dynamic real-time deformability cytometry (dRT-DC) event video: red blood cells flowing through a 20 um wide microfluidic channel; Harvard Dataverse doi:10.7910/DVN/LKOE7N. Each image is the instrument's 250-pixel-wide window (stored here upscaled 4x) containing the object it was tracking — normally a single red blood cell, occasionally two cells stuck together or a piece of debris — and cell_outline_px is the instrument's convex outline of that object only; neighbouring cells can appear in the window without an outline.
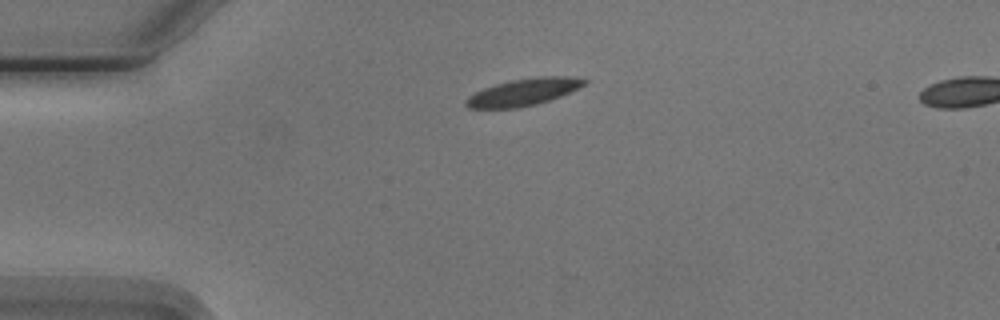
{"species": "Egyptian fruit bat (a non-hibernating species)", "species_latin": "Rousettus aegyptiacus", "temperature_condition": "cold", "stored_images_in_passage": 2, "camera_frame_rate_fps": 3000, "um_per_image_px": 0.085, "animal": {"sex": "male"}, "frame": {"image": 1, "passage_image": 1, "time_ms": 0.0, "image_size_px": [1000, 320], "cell_outline_px": [[588, 80], [584, 84], [560, 96], [536, 104], [516, 108], [468, 108], [464, 104], [464, 100], [468, 96], [484, 88], [496, 84], [512, 80], [536, 76], [568, 76]], "centroid_in_image_um": [44.44, 7.82], "position_along_channel_um": 40.6, "area_um2": 18.38}}